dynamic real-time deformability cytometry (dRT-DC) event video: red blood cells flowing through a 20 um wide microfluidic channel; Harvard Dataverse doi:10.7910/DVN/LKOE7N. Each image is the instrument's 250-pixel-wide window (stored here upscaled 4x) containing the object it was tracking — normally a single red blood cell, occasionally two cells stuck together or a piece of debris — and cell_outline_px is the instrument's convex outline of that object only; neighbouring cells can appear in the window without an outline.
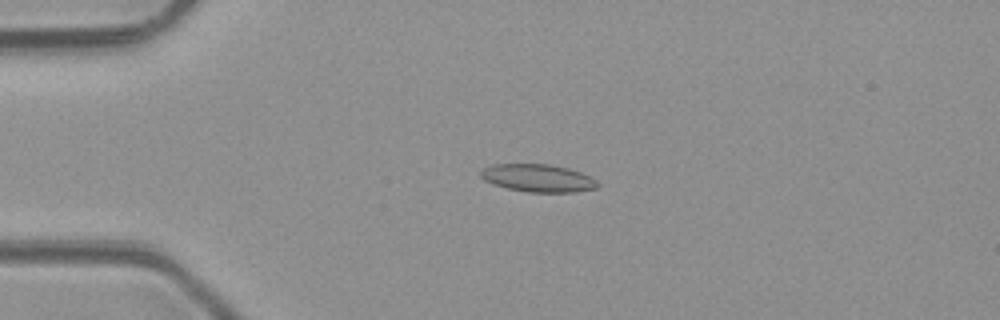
{"species": "common noctule bat (a hibernating species)", "species_latin": "Nyctalus noctula", "temperature_condition": "room temperature", "stored_images_in_passage": 6, "camera_frame_rate_fps": 3000, "um_per_image_px": 0.085, "animal": {"sex": "male", "body_mass_g": 23.1, "forearm_length_mm": 52.7}, "frame": {"image": 1, "passage_image": 3, "time_ms": 2.333, "image_size_px": [1000, 320], "cell_outline_px": [[600, 184], [596, 188], [576, 192], [528, 192], [508, 188], [492, 184], [484, 180], [480, 176], [480, 172], [484, 168], [492, 164], [548, 164], [568, 168], [580, 172], [596, 180]], "centroid_in_image_um": [45.72, 15.14], "position_along_channel_um": 39.3, "area_um2": 18.84}}
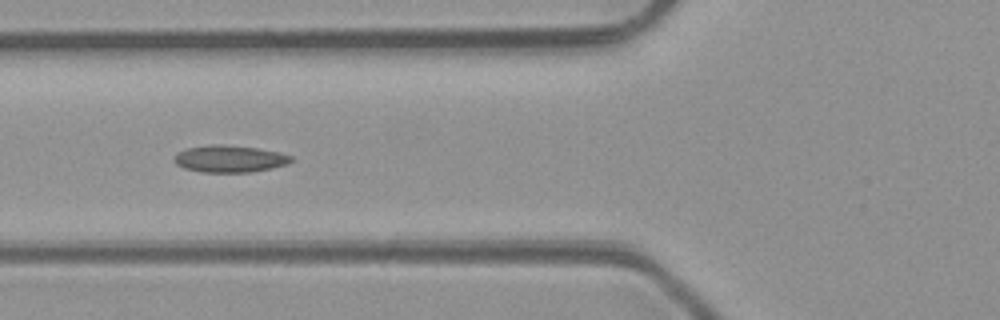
{"frame": {"image": 2, "passage_image": 5, "time_ms": 4.667, "image_size_px": [1000, 320], "cell_outline_px": [[292, 160], [288, 164], [272, 168], [252, 172], [200, 172], [184, 168], [176, 164], [172, 160], [172, 156], [176, 152], [188, 148], [208, 144], [224, 144], [256, 148], [280, 152], [292, 156]], "centroid_in_image_um": [19.48, 13.49], "position_along_channel_um": 106.3, "area_um2": 18.67}}
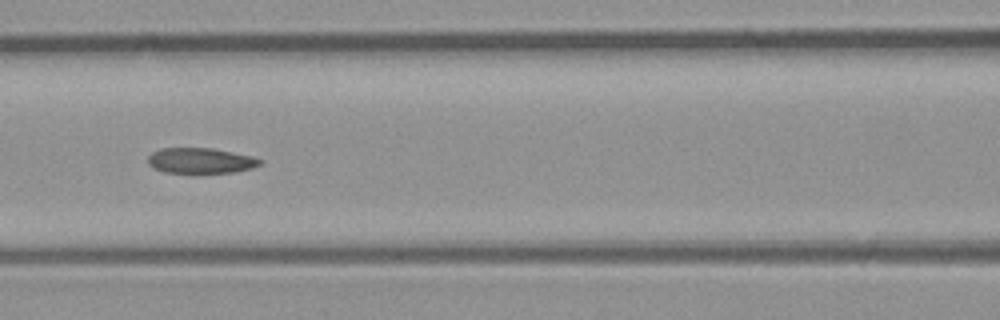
{"frame": {"image": 3, "passage_image": 6, "time_ms": 5.667, "image_size_px": [1000, 320], "cell_outline_px": [[264, 160], [260, 164], [252, 168], [236, 172], [164, 172], [152, 168], [148, 164], [148, 156], [152, 152], [160, 148], [212, 148], [252, 156]], "centroid_in_image_um": [17.04, 13.64], "position_along_channel_um": 149.6, "area_um2": 16.59}}